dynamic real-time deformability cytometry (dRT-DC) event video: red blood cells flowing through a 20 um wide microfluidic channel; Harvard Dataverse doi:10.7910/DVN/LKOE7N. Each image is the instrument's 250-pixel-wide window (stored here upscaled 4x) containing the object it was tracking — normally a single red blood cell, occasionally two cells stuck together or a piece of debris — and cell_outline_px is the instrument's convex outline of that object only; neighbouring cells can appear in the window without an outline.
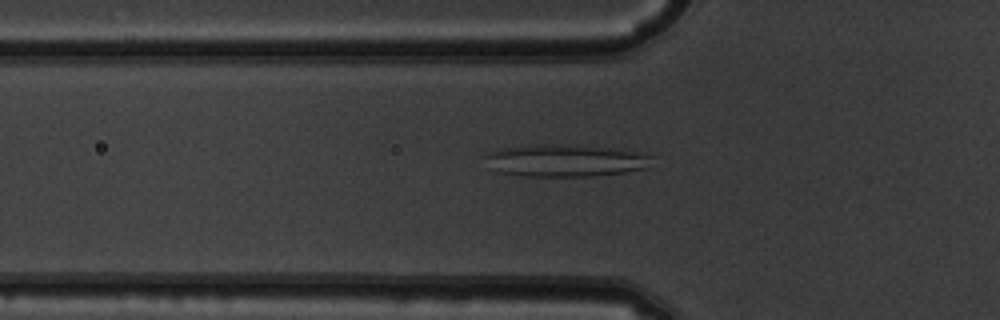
{"species": "common noctule bat (a hibernating species)", "species_latin": "Nyctalus noctula", "temperature_condition": "warm", "stored_images_in_passage": 43, "segment_of_instrument_passage": [1, 2], "camera_frame_rate_fps": 3000, "um_per_image_px": 0.085, "animal": {"sex": "male", "body_mass_g": 19.5, "forearm_length_mm": 54.6}, "frame": {"image": 1, "passage_image": 12, "time_ms": 3.667, "image_size_px": [1000, 320], "cell_outline_px": [[652, 156], [644, 168], [624, 172], [592, 176], [524, 176], [496, 172], [480, 156], [504, 148], [536, 144], [580, 144], [608, 148]], "centroid_in_image_um": [47.92, 13.64], "position_along_channel_um": 77.9, "area_um2": 31.04}}
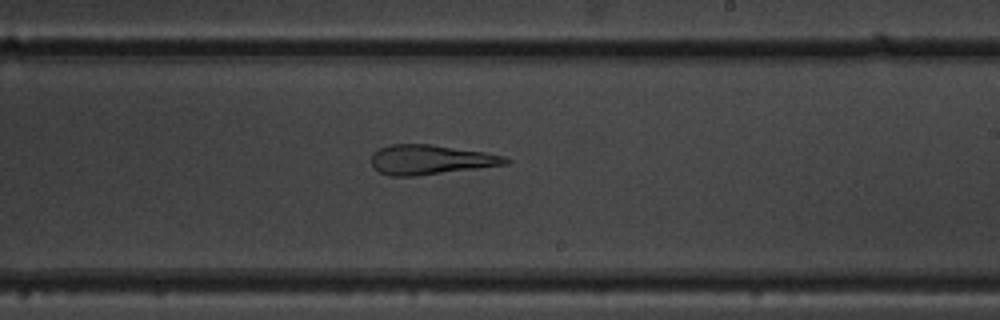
{"frame": {"image": 2, "passage_image": 25, "time_ms": 8.0, "image_size_px": [1000, 320], "cell_outline_px": [[512, 160], [508, 164], [416, 176], [388, 176], [372, 168], [372, 152], [388, 144], [428, 144], [484, 152], [504, 156]], "centroid_in_image_um": [36.56, 13.57], "position_along_channel_um": 252.4, "area_um2": 23.18}}
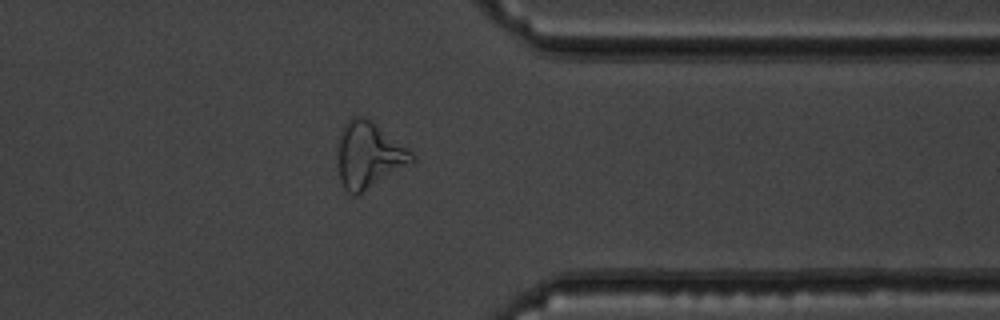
{"frame": {"image": 3, "passage_image": 35, "time_ms": 11.333, "image_size_px": [1000, 320], "cell_outline_px": [[416, 160], [412, 164], [356, 196], [352, 196], [344, 188], [340, 180], [336, 164], [336, 148], [340, 132], [344, 124], [352, 116], [364, 116], [372, 120], [408, 148], [416, 156]], "centroid_in_image_um": [31.32, 13.19], "position_along_channel_um": 380.1, "area_um2": 29.36}}